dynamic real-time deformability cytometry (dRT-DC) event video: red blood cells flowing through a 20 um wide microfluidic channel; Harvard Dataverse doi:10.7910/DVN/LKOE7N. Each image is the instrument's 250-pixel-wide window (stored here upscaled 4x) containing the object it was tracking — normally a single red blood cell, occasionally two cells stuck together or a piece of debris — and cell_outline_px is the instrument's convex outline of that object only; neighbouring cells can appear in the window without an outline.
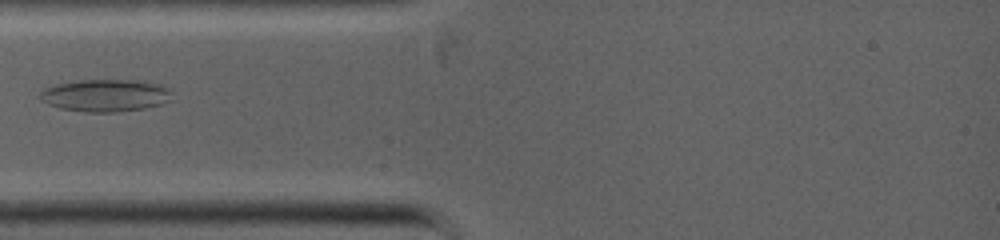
{"species": "common noctule bat (a hibernating species)", "species_latin": "Nyctalus noctula", "temperature_condition": "warm", "stored_images_in_passage": 2, "camera_frame_rate_fps": 5000, "um_per_image_px": 0.085, "animal": {"sex": "female", "body_mass_g": 19.0, "forearm_length_mm": 53.3}, "frame": {"image": 1, "passage_image": 1, "time_ms": 0.0, "image_size_px": [1000, 240], "cell_outline_px": [[172, 92], [168, 100], [160, 104], [144, 108], [116, 112], [84, 112], [60, 108], [48, 104], [40, 100], [40, 92], [44, 88], [56, 84], [76, 80], [136, 80], [152, 84], [164, 88]], "centroid_in_image_um": [8.86, 8.12], "position_along_channel_um": 76.1, "area_um2": 24.51}}